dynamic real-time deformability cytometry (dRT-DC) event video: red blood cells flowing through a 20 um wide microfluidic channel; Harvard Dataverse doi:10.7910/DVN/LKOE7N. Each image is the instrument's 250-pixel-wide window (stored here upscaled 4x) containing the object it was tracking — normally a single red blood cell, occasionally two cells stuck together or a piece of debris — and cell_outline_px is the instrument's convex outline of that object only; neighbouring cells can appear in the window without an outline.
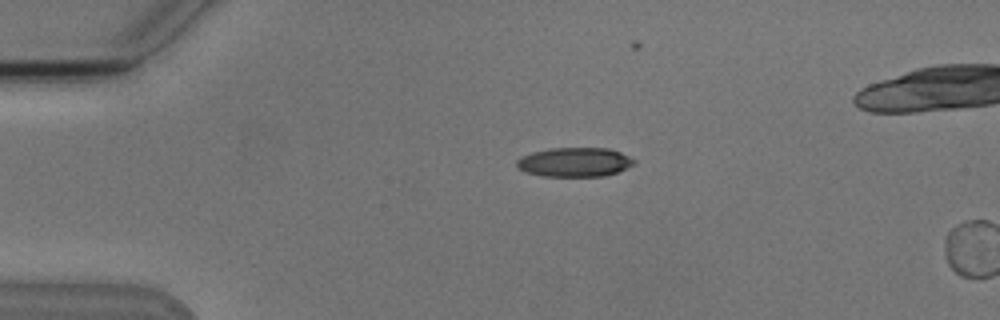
{"species": "Egyptian fruit bat (a non-hibernating species)", "species_latin": "Rousettus aegyptiacus", "temperature_condition": "cold", "stored_images_in_passage": 2, "camera_frame_rate_fps": 3000, "um_per_image_px": 0.085, "animal": {"sex": "male"}, "frame": {"image": 1, "passage_image": 1, "time_ms": 0.0, "image_size_px": [1000, 320], "cell_outline_px": [[636, 164], [616, 172], [604, 176], [540, 176], [524, 172], [516, 168], [516, 160], [520, 156], [532, 152], [552, 148], [608, 148], [620, 152], [636, 160]], "centroid_in_image_um": [48.8, 13.78], "position_along_channel_um": 36.2, "area_um2": 20.17}}